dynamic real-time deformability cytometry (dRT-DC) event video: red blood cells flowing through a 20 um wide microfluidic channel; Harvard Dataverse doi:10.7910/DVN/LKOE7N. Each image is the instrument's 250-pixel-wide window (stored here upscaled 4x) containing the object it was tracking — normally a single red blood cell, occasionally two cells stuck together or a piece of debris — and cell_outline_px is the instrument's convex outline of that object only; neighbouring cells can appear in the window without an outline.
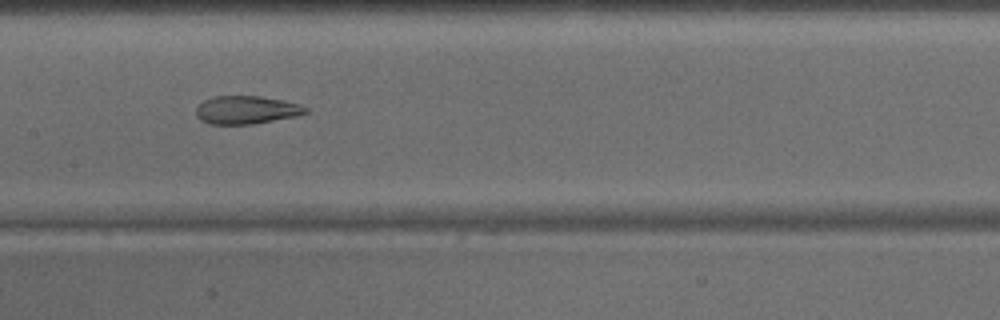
{"species": "common noctule bat (a hibernating species)", "species_latin": "Nyctalus noctula", "temperature_condition": "warm", "stored_images_in_passage": 15, "camera_frame_rate_fps": 3000, "um_per_image_px": 0.085, "animal": {"sex": "male", "body_mass_g": 15.6}, "frame": {"image": 1, "passage_image": 9, "time_ms": 2.667, "image_size_px": [1000, 320], "cell_outline_px": [[308, 112], [296, 116], [252, 124], [208, 124], [200, 120], [196, 116], [196, 108], [204, 100], [212, 96], [260, 96], [284, 100], [300, 104], [308, 108]], "centroid_in_image_um": [20.93, 9.34], "position_along_channel_um": 186.5, "area_um2": 18.03}}